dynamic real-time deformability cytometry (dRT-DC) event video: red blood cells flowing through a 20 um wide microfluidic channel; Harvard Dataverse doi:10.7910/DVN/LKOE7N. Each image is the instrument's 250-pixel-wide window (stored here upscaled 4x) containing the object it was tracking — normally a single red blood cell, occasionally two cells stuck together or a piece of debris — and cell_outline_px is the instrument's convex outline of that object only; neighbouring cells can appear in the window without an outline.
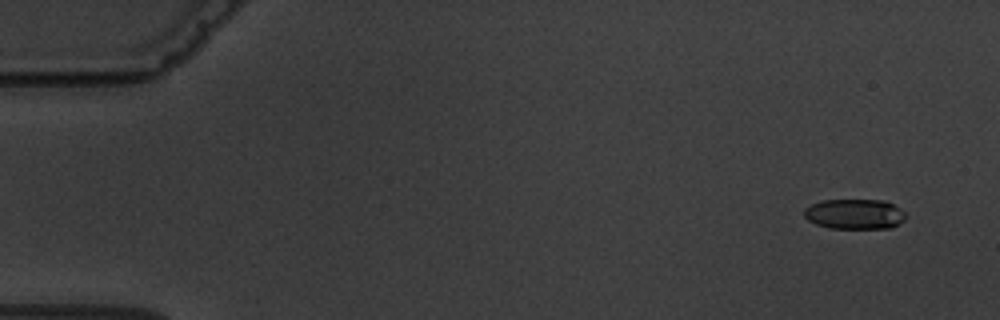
{"species": "common noctule bat (a hibernating species)", "species_latin": "Nyctalus noctula", "temperature_condition": "warm", "stored_images_in_passage": 4, "camera_frame_rate_fps": 3000, "um_per_image_px": 0.085, "animal": {"sex": "male", "body_mass_g": 19.5, "forearm_length_mm": 54.6}, "frame": {"image": 1, "passage_image": 1, "time_ms": 0.0, "image_size_px": [1000, 320], "cell_outline_px": [[908, 216], [904, 220], [892, 228], [828, 228], [816, 224], [808, 220], [804, 216], [804, 208], [812, 204], [824, 200], [884, 200], [900, 208]], "centroid_in_image_um": [72.66, 18.2], "position_along_channel_um": 12.3, "area_um2": 17.92}}
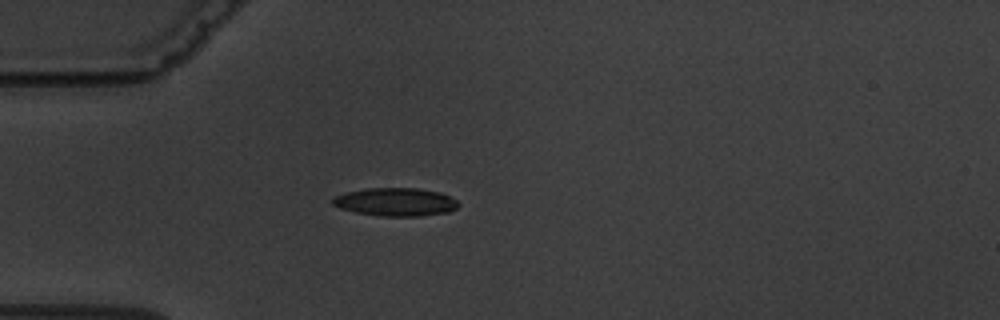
{"frame": {"image": 2, "passage_image": 4, "time_ms": 4.333, "image_size_px": [1000, 320], "cell_outline_px": [[460, 204], [456, 208], [448, 212], [420, 216], [380, 216], [356, 212], [340, 208], [332, 204], [332, 196], [348, 192], [368, 188], [416, 188], [440, 192], [456, 200]], "centroid_in_image_um": [33.62, 17.16], "position_along_channel_um": 51.4, "area_um2": 20.58}}